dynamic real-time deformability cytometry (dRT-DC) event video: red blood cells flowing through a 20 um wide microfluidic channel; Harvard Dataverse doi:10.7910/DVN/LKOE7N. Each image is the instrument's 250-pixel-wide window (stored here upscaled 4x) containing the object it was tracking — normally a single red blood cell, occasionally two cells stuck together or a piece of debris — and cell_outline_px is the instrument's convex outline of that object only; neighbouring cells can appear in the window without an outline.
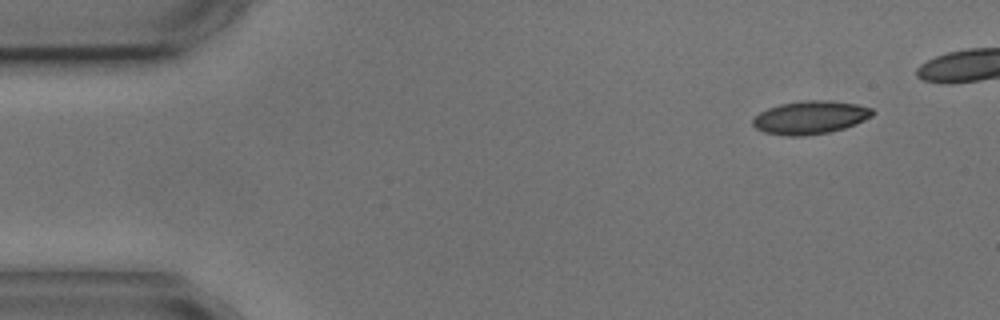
{"species": "common noctule bat (a hibernating species)", "species_latin": "Nyctalus noctula", "temperature_condition": "cold", "stored_images_in_passage": 4, "camera_frame_rate_fps": 3000, "um_per_image_px": 0.085, "animal": {"sex": "male", "body_mass_g": 17.9, "forearm_length_mm": 54.2}, "frame": {"image": 1, "passage_image": 1, "time_ms": 0.0, "image_size_px": [1000, 320], "cell_outline_px": [[876, 112], [872, 116], [856, 124], [844, 128], [828, 132], [804, 136], [788, 136], [764, 132], [756, 128], [752, 124], [752, 120], [760, 112], [768, 108], [780, 104], [800, 100], [824, 100], [856, 104], [872, 108]], "centroid_in_image_um": [68.87, 9.98], "position_along_channel_um": 16.1, "area_um2": 23.12}}